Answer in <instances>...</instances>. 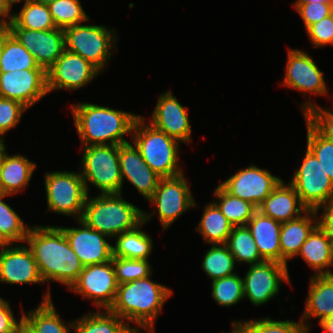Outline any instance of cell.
I'll list each match as a JSON object with an SVG mask.
<instances>
[{
    "label": "cell",
    "mask_w": 333,
    "mask_h": 333,
    "mask_svg": "<svg viewBox=\"0 0 333 333\" xmlns=\"http://www.w3.org/2000/svg\"><path fill=\"white\" fill-rule=\"evenodd\" d=\"M25 243L34 255L44 284L52 281L69 289L78 279L84 266L60 226L32 225Z\"/></svg>",
    "instance_id": "1"
},
{
    "label": "cell",
    "mask_w": 333,
    "mask_h": 333,
    "mask_svg": "<svg viewBox=\"0 0 333 333\" xmlns=\"http://www.w3.org/2000/svg\"><path fill=\"white\" fill-rule=\"evenodd\" d=\"M151 276L118 284L115 300L109 311L126 320L137 333H155L154 326L163 310L164 303L172 297L167 286L154 282ZM128 321V322H127Z\"/></svg>",
    "instance_id": "2"
},
{
    "label": "cell",
    "mask_w": 333,
    "mask_h": 333,
    "mask_svg": "<svg viewBox=\"0 0 333 333\" xmlns=\"http://www.w3.org/2000/svg\"><path fill=\"white\" fill-rule=\"evenodd\" d=\"M70 109L83 146L129 142L124 137L132 134L134 123L140 116L88 102L73 104Z\"/></svg>",
    "instance_id": "3"
},
{
    "label": "cell",
    "mask_w": 333,
    "mask_h": 333,
    "mask_svg": "<svg viewBox=\"0 0 333 333\" xmlns=\"http://www.w3.org/2000/svg\"><path fill=\"white\" fill-rule=\"evenodd\" d=\"M143 212L144 210L126 201L122 193H99L95 197L87 196L80 220L112 240L141 224Z\"/></svg>",
    "instance_id": "4"
},
{
    "label": "cell",
    "mask_w": 333,
    "mask_h": 333,
    "mask_svg": "<svg viewBox=\"0 0 333 333\" xmlns=\"http://www.w3.org/2000/svg\"><path fill=\"white\" fill-rule=\"evenodd\" d=\"M140 115L133 126L131 139L144 161L161 178L183 173L179 165L180 142L156 129Z\"/></svg>",
    "instance_id": "5"
},
{
    "label": "cell",
    "mask_w": 333,
    "mask_h": 333,
    "mask_svg": "<svg viewBox=\"0 0 333 333\" xmlns=\"http://www.w3.org/2000/svg\"><path fill=\"white\" fill-rule=\"evenodd\" d=\"M82 149L79 171L87 194L90 184L100 194L122 193L124 183L120 171L119 145H89L82 146Z\"/></svg>",
    "instance_id": "6"
},
{
    "label": "cell",
    "mask_w": 333,
    "mask_h": 333,
    "mask_svg": "<svg viewBox=\"0 0 333 333\" xmlns=\"http://www.w3.org/2000/svg\"><path fill=\"white\" fill-rule=\"evenodd\" d=\"M65 49L79 54L101 72L113 56L118 38L113 29L104 25L78 24L64 29Z\"/></svg>",
    "instance_id": "7"
},
{
    "label": "cell",
    "mask_w": 333,
    "mask_h": 333,
    "mask_svg": "<svg viewBox=\"0 0 333 333\" xmlns=\"http://www.w3.org/2000/svg\"><path fill=\"white\" fill-rule=\"evenodd\" d=\"M44 177L47 211L81 219L88 194L80 171H52Z\"/></svg>",
    "instance_id": "8"
},
{
    "label": "cell",
    "mask_w": 333,
    "mask_h": 333,
    "mask_svg": "<svg viewBox=\"0 0 333 333\" xmlns=\"http://www.w3.org/2000/svg\"><path fill=\"white\" fill-rule=\"evenodd\" d=\"M189 187L183 173L161 178L153 196L148 200L156 209L150 213L143 212V222L148 223L156 213L162 229H169L176 219L197 204Z\"/></svg>",
    "instance_id": "9"
},
{
    "label": "cell",
    "mask_w": 333,
    "mask_h": 333,
    "mask_svg": "<svg viewBox=\"0 0 333 333\" xmlns=\"http://www.w3.org/2000/svg\"><path fill=\"white\" fill-rule=\"evenodd\" d=\"M289 183L308 210H316L333 199V182L307 147L304 159Z\"/></svg>",
    "instance_id": "10"
},
{
    "label": "cell",
    "mask_w": 333,
    "mask_h": 333,
    "mask_svg": "<svg viewBox=\"0 0 333 333\" xmlns=\"http://www.w3.org/2000/svg\"><path fill=\"white\" fill-rule=\"evenodd\" d=\"M118 283L112 260L83 267L78 279L69 288L93 302L98 310H109L112 306Z\"/></svg>",
    "instance_id": "11"
},
{
    "label": "cell",
    "mask_w": 333,
    "mask_h": 333,
    "mask_svg": "<svg viewBox=\"0 0 333 333\" xmlns=\"http://www.w3.org/2000/svg\"><path fill=\"white\" fill-rule=\"evenodd\" d=\"M243 279L244 298L261 306L280 293L282 282L291 285L288 266L276 261H264L249 265Z\"/></svg>",
    "instance_id": "12"
},
{
    "label": "cell",
    "mask_w": 333,
    "mask_h": 333,
    "mask_svg": "<svg viewBox=\"0 0 333 333\" xmlns=\"http://www.w3.org/2000/svg\"><path fill=\"white\" fill-rule=\"evenodd\" d=\"M101 71L79 54L64 50L56 62L46 71L47 92L74 91L87 86Z\"/></svg>",
    "instance_id": "13"
},
{
    "label": "cell",
    "mask_w": 333,
    "mask_h": 333,
    "mask_svg": "<svg viewBox=\"0 0 333 333\" xmlns=\"http://www.w3.org/2000/svg\"><path fill=\"white\" fill-rule=\"evenodd\" d=\"M282 179L268 169L250 165L231 175L221 186L232 196L252 203L257 209Z\"/></svg>",
    "instance_id": "14"
},
{
    "label": "cell",
    "mask_w": 333,
    "mask_h": 333,
    "mask_svg": "<svg viewBox=\"0 0 333 333\" xmlns=\"http://www.w3.org/2000/svg\"><path fill=\"white\" fill-rule=\"evenodd\" d=\"M287 64L284 80L280 84L284 87L306 93L326 96L329 94L324 73L319 69L316 60L300 49H288Z\"/></svg>",
    "instance_id": "15"
},
{
    "label": "cell",
    "mask_w": 333,
    "mask_h": 333,
    "mask_svg": "<svg viewBox=\"0 0 333 333\" xmlns=\"http://www.w3.org/2000/svg\"><path fill=\"white\" fill-rule=\"evenodd\" d=\"M48 94L44 69L0 73V97L17 101L27 109Z\"/></svg>",
    "instance_id": "16"
},
{
    "label": "cell",
    "mask_w": 333,
    "mask_h": 333,
    "mask_svg": "<svg viewBox=\"0 0 333 333\" xmlns=\"http://www.w3.org/2000/svg\"><path fill=\"white\" fill-rule=\"evenodd\" d=\"M38 265L28 246L8 244L0 249V283L42 284Z\"/></svg>",
    "instance_id": "17"
},
{
    "label": "cell",
    "mask_w": 333,
    "mask_h": 333,
    "mask_svg": "<svg viewBox=\"0 0 333 333\" xmlns=\"http://www.w3.org/2000/svg\"><path fill=\"white\" fill-rule=\"evenodd\" d=\"M10 33L33 55L37 64L47 71L65 50L64 30H29L10 28Z\"/></svg>",
    "instance_id": "18"
},
{
    "label": "cell",
    "mask_w": 333,
    "mask_h": 333,
    "mask_svg": "<svg viewBox=\"0 0 333 333\" xmlns=\"http://www.w3.org/2000/svg\"><path fill=\"white\" fill-rule=\"evenodd\" d=\"M77 222L79 228L62 226L60 228L82 265L85 267L109 262L112 259V244L108 241L110 238L90 228L80 219Z\"/></svg>",
    "instance_id": "19"
},
{
    "label": "cell",
    "mask_w": 333,
    "mask_h": 333,
    "mask_svg": "<svg viewBox=\"0 0 333 333\" xmlns=\"http://www.w3.org/2000/svg\"><path fill=\"white\" fill-rule=\"evenodd\" d=\"M149 123L179 142L189 144L191 141L188 107L181 105L171 91L159 95Z\"/></svg>",
    "instance_id": "20"
},
{
    "label": "cell",
    "mask_w": 333,
    "mask_h": 333,
    "mask_svg": "<svg viewBox=\"0 0 333 333\" xmlns=\"http://www.w3.org/2000/svg\"><path fill=\"white\" fill-rule=\"evenodd\" d=\"M119 163L122 182L127 180L148 201L154 194L161 177L144 161L132 142L119 145Z\"/></svg>",
    "instance_id": "21"
},
{
    "label": "cell",
    "mask_w": 333,
    "mask_h": 333,
    "mask_svg": "<svg viewBox=\"0 0 333 333\" xmlns=\"http://www.w3.org/2000/svg\"><path fill=\"white\" fill-rule=\"evenodd\" d=\"M308 209L301 203L295 188L284 180L264 199L258 207L263 215L281 223L297 219Z\"/></svg>",
    "instance_id": "22"
},
{
    "label": "cell",
    "mask_w": 333,
    "mask_h": 333,
    "mask_svg": "<svg viewBox=\"0 0 333 333\" xmlns=\"http://www.w3.org/2000/svg\"><path fill=\"white\" fill-rule=\"evenodd\" d=\"M6 152L5 143L2 142L0 193L12 196L29 187L37 165L22 154L9 155Z\"/></svg>",
    "instance_id": "23"
},
{
    "label": "cell",
    "mask_w": 333,
    "mask_h": 333,
    "mask_svg": "<svg viewBox=\"0 0 333 333\" xmlns=\"http://www.w3.org/2000/svg\"><path fill=\"white\" fill-rule=\"evenodd\" d=\"M309 280L306 305L300 316V320L308 332L313 326L308 322L309 319L318 318V323H321L333 314V277L311 275Z\"/></svg>",
    "instance_id": "24"
},
{
    "label": "cell",
    "mask_w": 333,
    "mask_h": 333,
    "mask_svg": "<svg viewBox=\"0 0 333 333\" xmlns=\"http://www.w3.org/2000/svg\"><path fill=\"white\" fill-rule=\"evenodd\" d=\"M318 216L315 210H307L297 219L282 223L279 236L282 264L288 265V260L296 258L301 246L318 225Z\"/></svg>",
    "instance_id": "25"
},
{
    "label": "cell",
    "mask_w": 333,
    "mask_h": 333,
    "mask_svg": "<svg viewBox=\"0 0 333 333\" xmlns=\"http://www.w3.org/2000/svg\"><path fill=\"white\" fill-rule=\"evenodd\" d=\"M246 226L255 240L261 257L265 261L281 263L279 236L282 223L257 210Z\"/></svg>",
    "instance_id": "26"
},
{
    "label": "cell",
    "mask_w": 333,
    "mask_h": 333,
    "mask_svg": "<svg viewBox=\"0 0 333 333\" xmlns=\"http://www.w3.org/2000/svg\"><path fill=\"white\" fill-rule=\"evenodd\" d=\"M332 239L317 225L309 234L299 255L307 265L315 271L313 275H330L333 277L331 267Z\"/></svg>",
    "instance_id": "27"
},
{
    "label": "cell",
    "mask_w": 333,
    "mask_h": 333,
    "mask_svg": "<svg viewBox=\"0 0 333 333\" xmlns=\"http://www.w3.org/2000/svg\"><path fill=\"white\" fill-rule=\"evenodd\" d=\"M50 292L51 290L48 288L37 308L29 310L27 313L22 309V319L35 333H70L74 321L63 322L60 314L56 312Z\"/></svg>",
    "instance_id": "28"
},
{
    "label": "cell",
    "mask_w": 333,
    "mask_h": 333,
    "mask_svg": "<svg viewBox=\"0 0 333 333\" xmlns=\"http://www.w3.org/2000/svg\"><path fill=\"white\" fill-rule=\"evenodd\" d=\"M142 222L132 230L117 235L115 244L112 245V257L126 259L149 260L154 249L153 241L147 232L142 231Z\"/></svg>",
    "instance_id": "29"
},
{
    "label": "cell",
    "mask_w": 333,
    "mask_h": 333,
    "mask_svg": "<svg viewBox=\"0 0 333 333\" xmlns=\"http://www.w3.org/2000/svg\"><path fill=\"white\" fill-rule=\"evenodd\" d=\"M109 310L89 311L88 314L74 320L75 333H137L133 326Z\"/></svg>",
    "instance_id": "30"
},
{
    "label": "cell",
    "mask_w": 333,
    "mask_h": 333,
    "mask_svg": "<svg viewBox=\"0 0 333 333\" xmlns=\"http://www.w3.org/2000/svg\"><path fill=\"white\" fill-rule=\"evenodd\" d=\"M232 228L233 225L212 201L205 205L202 218L196 226V231L200 233L205 243L215 245L226 244Z\"/></svg>",
    "instance_id": "31"
},
{
    "label": "cell",
    "mask_w": 333,
    "mask_h": 333,
    "mask_svg": "<svg viewBox=\"0 0 333 333\" xmlns=\"http://www.w3.org/2000/svg\"><path fill=\"white\" fill-rule=\"evenodd\" d=\"M9 26L40 31L56 28L48 5L34 0L24 4L19 13H13Z\"/></svg>",
    "instance_id": "32"
},
{
    "label": "cell",
    "mask_w": 333,
    "mask_h": 333,
    "mask_svg": "<svg viewBox=\"0 0 333 333\" xmlns=\"http://www.w3.org/2000/svg\"><path fill=\"white\" fill-rule=\"evenodd\" d=\"M213 196L217 199V202H213L233 226H246L258 210L252 203L232 196L220 184L213 192Z\"/></svg>",
    "instance_id": "33"
},
{
    "label": "cell",
    "mask_w": 333,
    "mask_h": 333,
    "mask_svg": "<svg viewBox=\"0 0 333 333\" xmlns=\"http://www.w3.org/2000/svg\"><path fill=\"white\" fill-rule=\"evenodd\" d=\"M226 245L234 256L236 263L254 265L265 261L261 257L247 226H233Z\"/></svg>",
    "instance_id": "34"
},
{
    "label": "cell",
    "mask_w": 333,
    "mask_h": 333,
    "mask_svg": "<svg viewBox=\"0 0 333 333\" xmlns=\"http://www.w3.org/2000/svg\"><path fill=\"white\" fill-rule=\"evenodd\" d=\"M43 69L35 61L33 55L10 34L3 45L0 55V73L16 70Z\"/></svg>",
    "instance_id": "35"
},
{
    "label": "cell",
    "mask_w": 333,
    "mask_h": 333,
    "mask_svg": "<svg viewBox=\"0 0 333 333\" xmlns=\"http://www.w3.org/2000/svg\"><path fill=\"white\" fill-rule=\"evenodd\" d=\"M236 260L226 244H215L204 255L201 268L212 281L236 274Z\"/></svg>",
    "instance_id": "36"
},
{
    "label": "cell",
    "mask_w": 333,
    "mask_h": 333,
    "mask_svg": "<svg viewBox=\"0 0 333 333\" xmlns=\"http://www.w3.org/2000/svg\"><path fill=\"white\" fill-rule=\"evenodd\" d=\"M239 333H308L304 324L299 319L293 320H272L269 316L262 319L233 321L231 323Z\"/></svg>",
    "instance_id": "37"
},
{
    "label": "cell",
    "mask_w": 333,
    "mask_h": 333,
    "mask_svg": "<svg viewBox=\"0 0 333 333\" xmlns=\"http://www.w3.org/2000/svg\"><path fill=\"white\" fill-rule=\"evenodd\" d=\"M11 196L0 193V235L9 244L25 243L30 225H25L18 213L3 199Z\"/></svg>",
    "instance_id": "38"
},
{
    "label": "cell",
    "mask_w": 333,
    "mask_h": 333,
    "mask_svg": "<svg viewBox=\"0 0 333 333\" xmlns=\"http://www.w3.org/2000/svg\"><path fill=\"white\" fill-rule=\"evenodd\" d=\"M48 7L54 24L59 29L64 30L90 20L80 0H57L50 3Z\"/></svg>",
    "instance_id": "39"
},
{
    "label": "cell",
    "mask_w": 333,
    "mask_h": 333,
    "mask_svg": "<svg viewBox=\"0 0 333 333\" xmlns=\"http://www.w3.org/2000/svg\"><path fill=\"white\" fill-rule=\"evenodd\" d=\"M212 297L217 304L232 307L244 299L243 279L234 274L212 281Z\"/></svg>",
    "instance_id": "40"
},
{
    "label": "cell",
    "mask_w": 333,
    "mask_h": 333,
    "mask_svg": "<svg viewBox=\"0 0 333 333\" xmlns=\"http://www.w3.org/2000/svg\"><path fill=\"white\" fill-rule=\"evenodd\" d=\"M307 148L316 156L333 182V142L323 137L306 119Z\"/></svg>",
    "instance_id": "41"
},
{
    "label": "cell",
    "mask_w": 333,
    "mask_h": 333,
    "mask_svg": "<svg viewBox=\"0 0 333 333\" xmlns=\"http://www.w3.org/2000/svg\"><path fill=\"white\" fill-rule=\"evenodd\" d=\"M305 99L299 107L306 119L323 137L333 142V111Z\"/></svg>",
    "instance_id": "42"
},
{
    "label": "cell",
    "mask_w": 333,
    "mask_h": 333,
    "mask_svg": "<svg viewBox=\"0 0 333 333\" xmlns=\"http://www.w3.org/2000/svg\"><path fill=\"white\" fill-rule=\"evenodd\" d=\"M118 284L138 280L152 274V267L149 260L126 259L112 257Z\"/></svg>",
    "instance_id": "43"
},
{
    "label": "cell",
    "mask_w": 333,
    "mask_h": 333,
    "mask_svg": "<svg viewBox=\"0 0 333 333\" xmlns=\"http://www.w3.org/2000/svg\"><path fill=\"white\" fill-rule=\"evenodd\" d=\"M28 109L21 103L0 97V141L5 142L4 135L15 128Z\"/></svg>",
    "instance_id": "44"
},
{
    "label": "cell",
    "mask_w": 333,
    "mask_h": 333,
    "mask_svg": "<svg viewBox=\"0 0 333 333\" xmlns=\"http://www.w3.org/2000/svg\"><path fill=\"white\" fill-rule=\"evenodd\" d=\"M292 5L302 18L305 30L333 13V3H294Z\"/></svg>",
    "instance_id": "45"
},
{
    "label": "cell",
    "mask_w": 333,
    "mask_h": 333,
    "mask_svg": "<svg viewBox=\"0 0 333 333\" xmlns=\"http://www.w3.org/2000/svg\"><path fill=\"white\" fill-rule=\"evenodd\" d=\"M315 48L333 45V13L306 29Z\"/></svg>",
    "instance_id": "46"
},
{
    "label": "cell",
    "mask_w": 333,
    "mask_h": 333,
    "mask_svg": "<svg viewBox=\"0 0 333 333\" xmlns=\"http://www.w3.org/2000/svg\"><path fill=\"white\" fill-rule=\"evenodd\" d=\"M13 314L10 302L0 297V333H15L22 316L17 321Z\"/></svg>",
    "instance_id": "47"
},
{
    "label": "cell",
    "mask_w": 333,
    "mask_h": 333,
    "mask_svg": "<svg viewBox=\"0 0 333 333\" xmlns=\"http://www.w3.org/2000/svg\"><path fill=\"white\" fill-rule=\"evenodd\" d=\"M323 208L322 216L318 218V226L331 238L333 239V199L326 204L319 206L315 211L317 213Z\"/></svg>",
    "instance_id": "48"
},
{
    "label": "cell",
    "mask_w": 333,
    "mask_h": 333,
    "mask_svg": "<svg viewBox=\"0 0 333 333\" xmlns=\"http://www.w3.org/2000/svg\"><path fill=\"white\" fill-rule=\"evenodd\" d=\"M13 10L8 7L6 0H0V22L9 23L12 20Z\"/></svg>",
    "instance_id": "49"
},
{
    "label": "cell",
    "mask_w": 333,
    "mask_h": 333,
    "mask_svg": "<svg viewBox=\"0 0 333 333\" xmlns=\"http://www.w3.org/2000/svg\"><path fill=\"white\" fill-rule=\"evenodd\" d=\"M9 23L0 22V55L6 38L10 35Z\"/></svg>",
    "instance_id": "50"
},
{
    "label": "cell",
    "mask_w": 333,
    "mask_h": 333,
    "mask_svg": "<svg viewBox=\"0 0 333 333\" xmlns=\"http://www.w3.org/2000/svg\"><path fill=\"white\" fill-rule=\"evenodd\" d=\"M320 328L326 333H333V314L319 323Z\"/></svg>",
    "instance_id": "51"
},
{
    "label": "cell",
    "mask_w": 333,
    "mask_h": 333,
    "mask_svg": "<svg viewBox=\"0 0 333 333\" xmlns=\"http://www.w3.org/2000/svg\"><path fill=\"white\" fill-rule=\"evenodd\" d=\"M333 3V0H296L294 3Z\"/></svg>",
    "instance_id": "52"
},
{
    "label": "cell",
    "mask_w": 333,
    "mask_h": 333,
    "mask_svg": "<svg viewBox=\"0 0 333 333\" xmlns=\"http://www.w3.org/2000/svg\"><path fill=\"white\" fill-rule=\"evenodd\" d=\"M22 1H24L23 3L26 4V3H27L28 1H30V0H6L7 5H8V7H9L10 9L13 8L14 4L16 5V3H20V2H22Z\"/></svg>",
    "instance_id": "53"
},
{
    "label": "cell",
    "mask_w": 333,
    "mask_h": 333,
    "mask_svg": "<svg viewBox=\"0 0 333 333\" xmlns=\"http://www.w3.org/2000/svg\"><path fill=\"white\" fill-rule=\"evenodd\" d=\"M34 1L46 4V5H49L50 3H53V2H55L57 0H34Z\"/></svg>",
    "instance_id": "54"
},
{
    "label": "cell",
    "mask_w": 333,
    "mask_h": 333,
    "mask_svg": "<svg viewBox=\"0 0 333 333\" xmlns=\"http://www.w3.org/2000/svg\"><path fill=\"white\" fill-rule=\"evenodd\" d=\"M9 243L0 235V248L8 245Z\"/></svg>",
    "instance_id": "55"
},
{
    "label": "cell",
    "mask_w": 333,
    "mask_h": 333,
    "mask_svg": "<svg viewBox=\"0 0 333 333\" xmlns=\"http://www.w3.org/2000/svg\"><path fill=\"white\" fill-rule=\"evenodd\" d=\"M333 266V239H332V247H331V267Z\"/></svg>",
    "instance_id": "56"
},
{
    "label": "cell",
    "mask_w": 333,
    "mask_h": 333,
    "mask_svg": "<svg viewBox=\"0 0 333 333\" xmlns=\"http://www.w3.org/2000/svg\"><path fill=\"white\" fill-rule=\"evenodd\" d=\"M1 156H2V141H0V164H1Z\"/></svg>",
    "instance_id": "57"
},
{
    "label": "cell",
    "mask_w": 333,
    "mask_h": 333,
    "mask_svg": "<svg viewBox=\"0 0 333 333\" xmlns=\"http://www.w3.org/2000/svg\"><path fill=\"white\" fill-rule=\"evenodd\" d=\"M231 333H239L234 327H232Z\"/></svg>",
    "instance_id": "58"
}]
</instances>
